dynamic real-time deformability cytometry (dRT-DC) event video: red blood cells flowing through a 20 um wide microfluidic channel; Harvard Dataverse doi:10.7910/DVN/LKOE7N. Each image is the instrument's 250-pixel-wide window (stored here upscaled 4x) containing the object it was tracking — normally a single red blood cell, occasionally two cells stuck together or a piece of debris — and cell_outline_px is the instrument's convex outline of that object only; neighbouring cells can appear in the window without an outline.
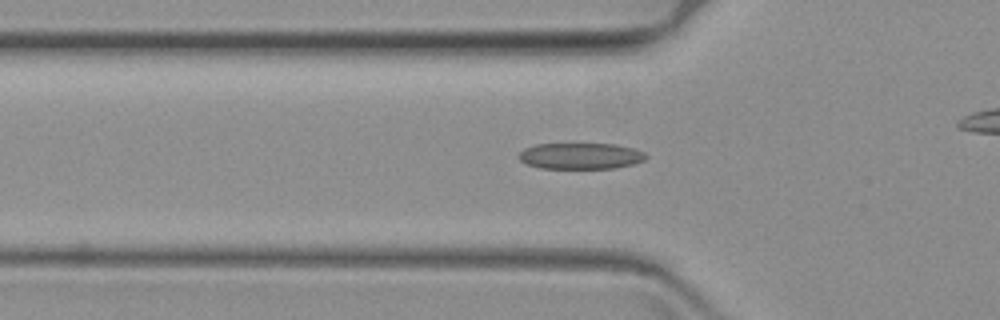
{"species": "common noctule bat (a hibernating species)", "species_latin": "Nyctalus noctula", "temperature_condition": "warm", "stored_images_in_passage": 45, "camera_frame_rate_fps": 3000, "um_per_image_px": 0.085, "animal": {"sex": "female", "body_mass_g": 19.3, "forearm_length_mm": 54.1}, "frame": {"image": 1, "passage_image": 15, "time_ms": 4.667, "image_size_px": [1000, 320], "cell_outline_px": [[648, 156], [644, 160], [632, 164], [616, 168], [540, 168], [528, 164], [520, 160], [520, 152], [524, 148], [536, 144], [616, 144], [632, 148], [644, 152]], "centroid_in_image_um": [49.37, 13.25], "position_along_channel_um": 76.4, "area_um2": 19.25}}
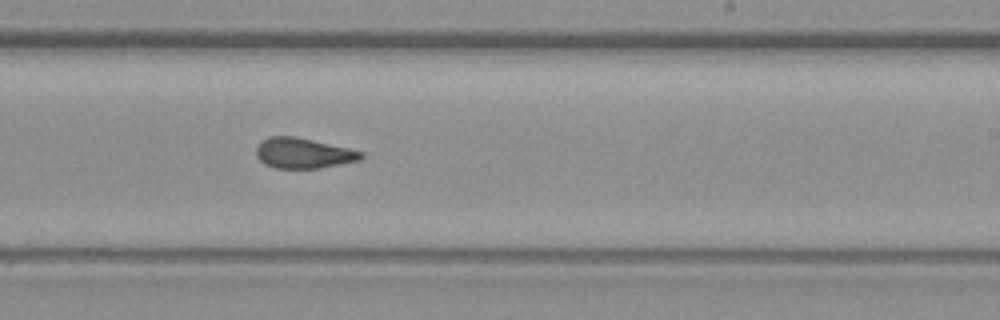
{"frame": {"image": 2, "passage_image": 32, "time_ms": 10.333, "image_size_px": [1000, 320], "cell_outline_px": [[364, 156], [360, 160], [320, 168], [276, 168], [264, 164], [256, 156], [256, 148], [260, 140], [268, 136], [296, 136], [348, 148], [364, 152]], "centroid_in_image_um": [25.75, 13.01], "position_along_channel_um": 263.2, "area_um2": 18.67}}
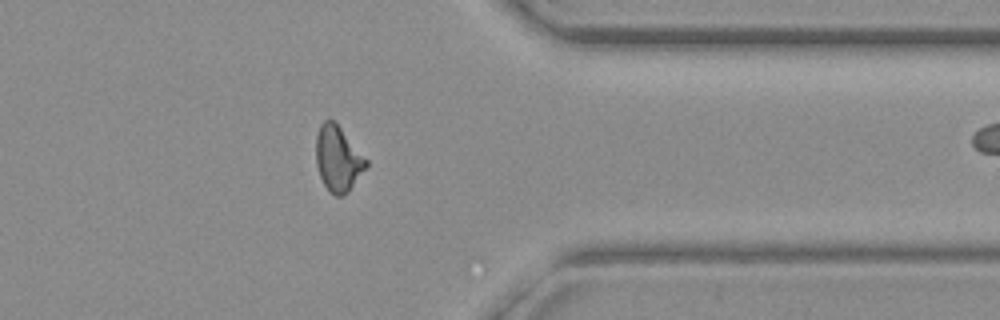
{"frame": {"image": 3, "passage_image": 44, "time_ms": 14.333, "image_size_px": [1000, 320], "cell_outline_px": [[368, 164], [348, 192], [344, 196], [336, 196], [328, 192], [320, 176], [316, 164], [316, 136], [320, 124], [324, 120], [332, 120], [340, 128], [368, 160]], "centroid_in_image_um": [28.71, 13.52], "position_along_channel_um": 382.7, "area_um2": 18.9}}